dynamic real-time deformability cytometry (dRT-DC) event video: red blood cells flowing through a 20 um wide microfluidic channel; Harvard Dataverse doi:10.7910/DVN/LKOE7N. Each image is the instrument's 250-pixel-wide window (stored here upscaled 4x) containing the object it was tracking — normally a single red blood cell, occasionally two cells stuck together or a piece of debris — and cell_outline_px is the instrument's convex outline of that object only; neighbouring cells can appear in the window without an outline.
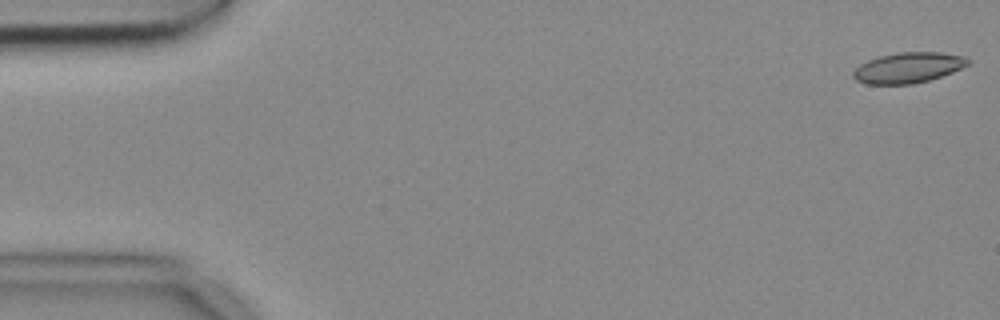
{"species": "common noctule bat (a hibernating species)", "species_latin": "Nyctalus noctula", "temperature_condition": "cold", "stored_images_in_passage": 54, "camera_frame_rate_fps": 3000, "um_per_image_px": 0.085, "animal": {"sex": "female", "body_mass_g": 18.4}, "frame": {"image": 1, "passage_image": 1, "time_ms": 0.0, "image_size_px": [1000, 320], "cell_outline_px": [[972, 60], [968, 64], [952, 72], [928, 80], [912, 84], [868, 84], [856, 80], [852, 76], [852, 72], [860, 64], [868, 60], [880, 56], [900, 52], [940, 52], [964, 56]], "centroid_in_image_um": [77.19, 5.75], "position_along_channel_um": 7.8, "area_um2": 20.29}}
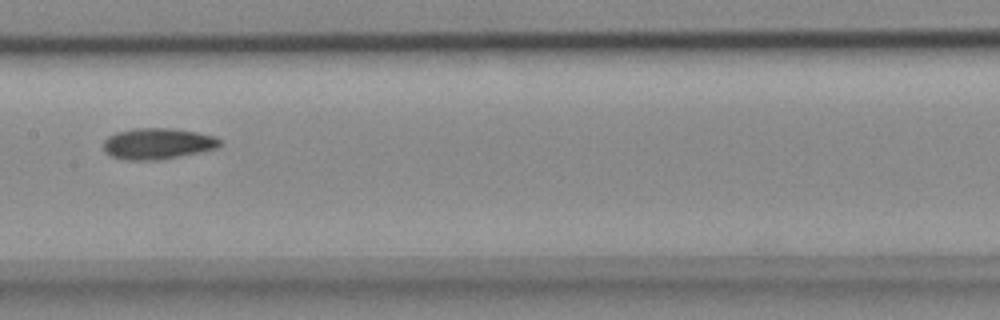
{"frame": {"image": 2, "passage_image": 27, "time_ms": 8.667, "image_size_px": [1000, 320], "cell_outline_px": [[220, 144], [216, 148], [156, 160], [124, 160], [112, 156], [104, 152], [104, 140], [108, 136], [116, 132], [132, 128], [172, 128], [196, 132], [216, 136], [220, 140]], "centroid_in_image_um": [13.34, 12.19], "position_along_channel_um": 194.1, "area_um2": 20.92}}
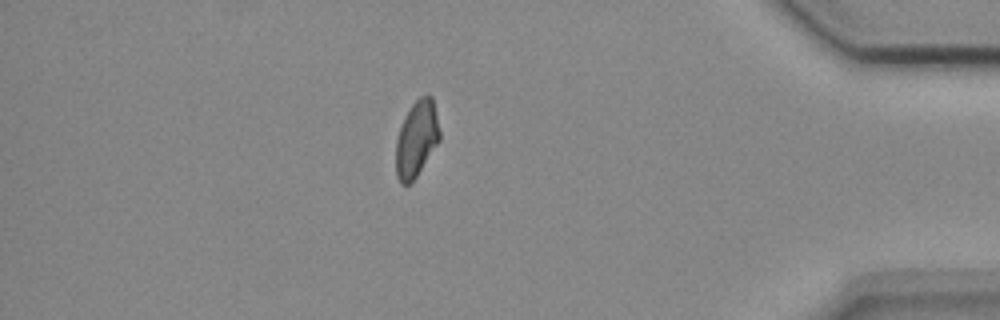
{"frame": {"image": 3, "passage_image": 47, "time_ms": 15.333, "image_size_px": [1000, 320], "cell_outline_px": [[440, 140], [416, 176], [408, 184], [400, 184], [396, 176], [396, 140], [400, 128], [412, 104], [420, 96], [428, 92], [432, 96], [440, 132]], "centroid_in_image_um": [35.41, 11.79], "position_along_channel_um": 399.8, "area_um2": 19.19}}